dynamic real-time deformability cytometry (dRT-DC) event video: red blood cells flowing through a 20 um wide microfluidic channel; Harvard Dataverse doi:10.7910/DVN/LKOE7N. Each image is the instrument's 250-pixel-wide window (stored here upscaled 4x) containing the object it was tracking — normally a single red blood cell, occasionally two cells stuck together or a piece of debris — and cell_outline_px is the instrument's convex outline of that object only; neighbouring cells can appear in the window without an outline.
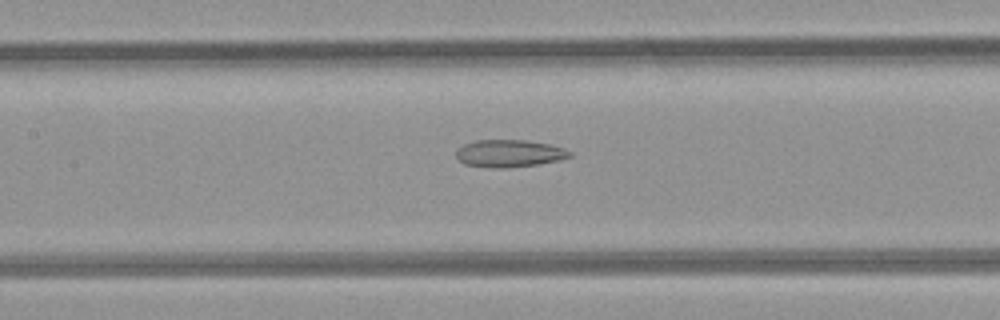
{"species": "common noctule bat (a hibernating species)", "species_latin": "Nyctalus noctula", "temperature_condition": "room temperature", "stored_images_in_passage": 32, "camera_frame_rate_fps": 3000, "um_per_image_px": 0.085, "animal": {"sex": "female", "body_mass_g": 21.9}, "frame": {"image": 1, "passage_image": 13, "time_ms": 4.0, "image_size_px": [1000, 320], "cell_outline_px": [[572, 156], [560, 160], [540, 164], [508, 168], [496, 168], [464, 164], [456, 156], [456, 152], [464, 144], [476, 140], [524, 140], [552, 144], [564, 148], [572, 152]], "centroid_in_image_um": [43.34, 13.04], "position_along_channel_um": 164.1, "area_um2": 18.21}}
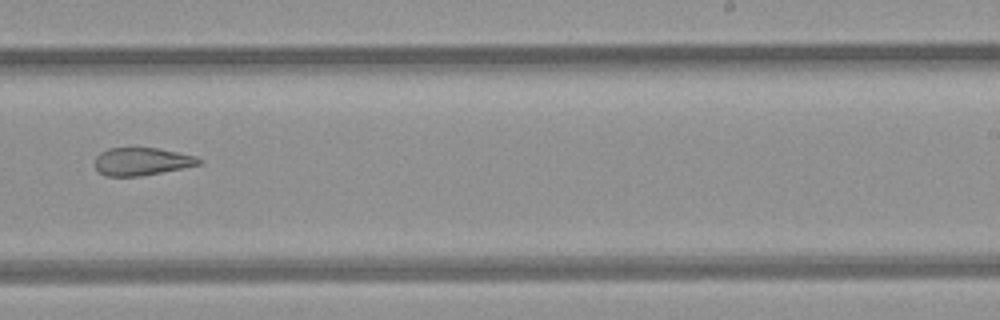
{"frame": {"image": 2, "passage_image": 21, "time_ms": 6.667, "image_size_px": [1000, 320], "cell_outline_px": [[204, 164], [140, 176], [104, 176], [96, 168], [96, 156], [100, 152], [108, 148], [156, 148], [196, 156], [204, 160]], "centroid_in_image_um": [12.09, 13.73], "position_along_channel_um": 276.9, "area_um2": 16.82}}
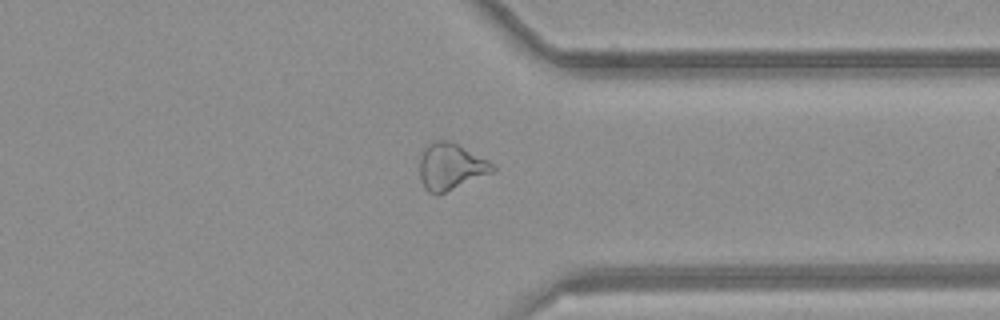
{"frame": {"image": 3, "passage_image": 28, "time_ms": 9.0, "image_size_px": [1000, 320], "cell_outline_px": [[496, 168], [492, 172], [436, 196], [428, 192], [424, 188], [420, 180], [420, 156], [424, 148], [428, 144], [436, 140], [448, 140], [488, 160]], "centroid_in_image_um": [38.26, 14.17], "position_along_channel_um": 373.1, "area_um2": 19.59}, "authors_computed_cell_mechanics": {"area_um2": 18.7272, "velocity_mm_per_s": 4.2613, "shape_relaxation_time_tau1_ms": null, "shape_relaxation_time_tau2_ms": 5.8907, "deformation_change_tau1": null, "deformation_change_tau2": 0.1808}}